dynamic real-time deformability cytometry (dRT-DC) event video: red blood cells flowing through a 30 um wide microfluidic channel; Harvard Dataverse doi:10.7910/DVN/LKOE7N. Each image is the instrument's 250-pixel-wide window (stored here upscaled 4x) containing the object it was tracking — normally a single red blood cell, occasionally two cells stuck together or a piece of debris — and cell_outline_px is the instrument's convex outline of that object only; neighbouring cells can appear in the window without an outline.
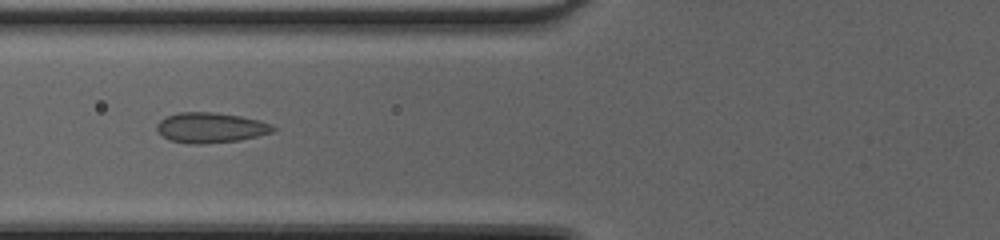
{"species": "common noctule bat (a hibernating species)", "species_latin": "Nyctalus noctula", "temperature_condition": "cold", "stored_images_in_passage": 49, "camera_frame_rate_fps": 3000, "um_per_image_px": 0.085, "animal": {"sex": "female", "body_mass_g": 20.0, "forearm_length_mm": 54.0}, "frame": {"image": 1, "passage_image": 21, "time_ms": 6.667, "image_size_px": [1000, 240], "cell_outline_px": [[276, 128], [272, 132], [240, 140], [204, 144], [188, 144], [168, 140], [156, 128], [156, 124], [160, 120], [168, 116], [180, 112], [212, 112], [240, 116], [260, 120], [272, 124]], "centroid_in_image_um": [17.9, 10.86], "position_along_channel_um": 107.9, "area_um2": 20.46}}
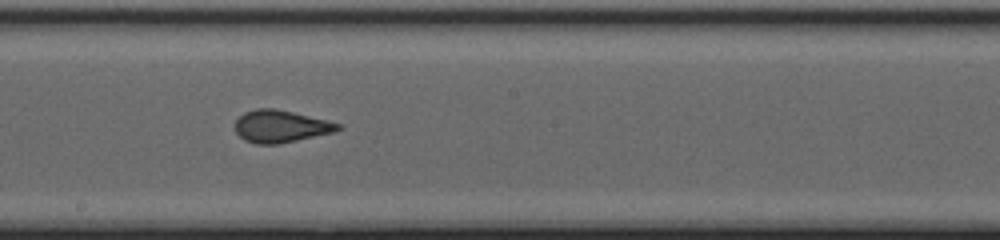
{"frame": {"image": 2, "passage_image": 29, "time_ms": 9.333, "image_size_px": [1000, 240], "cell_outline_px": [[344, 128], [336, 132], [276, 144], [256, 144], [244, 140], [236, 132], [236, 120], [244, 112], [256, 108], [276, 108], [344, 124]], "centroid_in_image_um": [23.91, 10.73], "position_along_channel_um": 224.3, "area_um2": 19.48}}
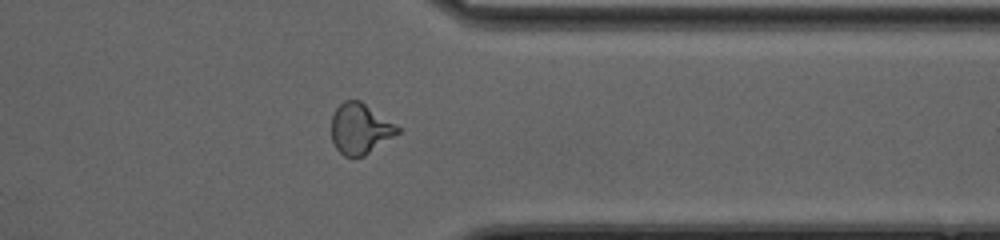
{"frame": {"image": 3, "passage_image": 40, "time_ms": 13.0, "image_size_px": [1000, 240], "cell_outline_px": [[400, 132], [364, 156], [344, 156], [336, 148], [332, 140], [332, 116], [336, 108], [344, 100], [360, 100], [396, 124], [400, 128]], "centroid_in_image_um": [30.61, 10.93], "position_along_channel_um": 380.8, "area_um2": 19.36}, "authors_computed_cell_mechanics": {"area_um2": 19.8832, "velocity_mm_per_s": 4.3513, "shape_relaxation_time_tau1_ms": null, "shape_relaxation_time_tau2_ms": 0.6872, "deformation_change_tau1": null, "deformation_change_tau2": 0.0555}}